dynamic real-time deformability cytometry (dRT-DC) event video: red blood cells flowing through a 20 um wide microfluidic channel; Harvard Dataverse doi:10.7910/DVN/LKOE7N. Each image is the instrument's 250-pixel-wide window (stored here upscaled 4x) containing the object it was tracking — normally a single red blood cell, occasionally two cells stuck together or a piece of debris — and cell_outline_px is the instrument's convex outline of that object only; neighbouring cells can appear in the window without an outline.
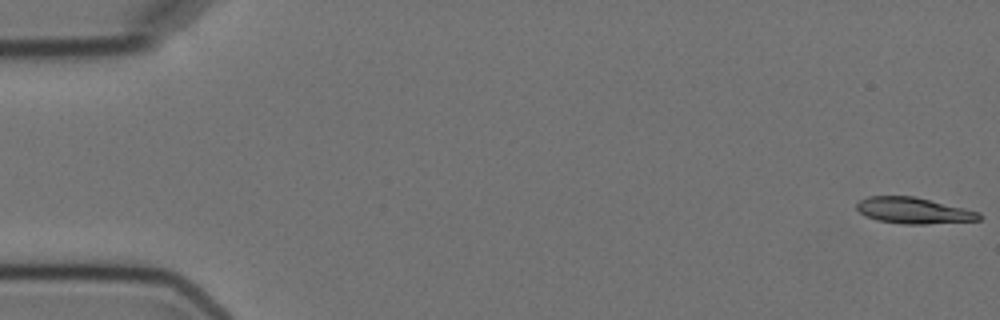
{"species": "Egyptian fruit bat (a non-hibernating species)", "species_latin": "Rousettus aegyptiacus", "temperature_condition": "cold", "stored_images_in_passage": 5, "segment_of_instrument_passage": [2, 2], "camera_frame_rate_fps": 3000, "um_per_image_px": 0.085, "animal": {"sex": "female"}, "frame": {"image": 1, "passage_image": 5, "time_ms": 6.0, "image_size_px": [1000, 320], "cell_outline_px": [[984, 216], [980, 220], [924, 224], [904, 224], [876, 220], [864, 216], [856, 208], [856, 204], [860, 200], [868, 196], [912, 196], [964, 208], [980, 212]], "centroid_in_image_um": [77.64, 17.9], "position_along_channel_um": 7.4, "area_um2": 18.61}}